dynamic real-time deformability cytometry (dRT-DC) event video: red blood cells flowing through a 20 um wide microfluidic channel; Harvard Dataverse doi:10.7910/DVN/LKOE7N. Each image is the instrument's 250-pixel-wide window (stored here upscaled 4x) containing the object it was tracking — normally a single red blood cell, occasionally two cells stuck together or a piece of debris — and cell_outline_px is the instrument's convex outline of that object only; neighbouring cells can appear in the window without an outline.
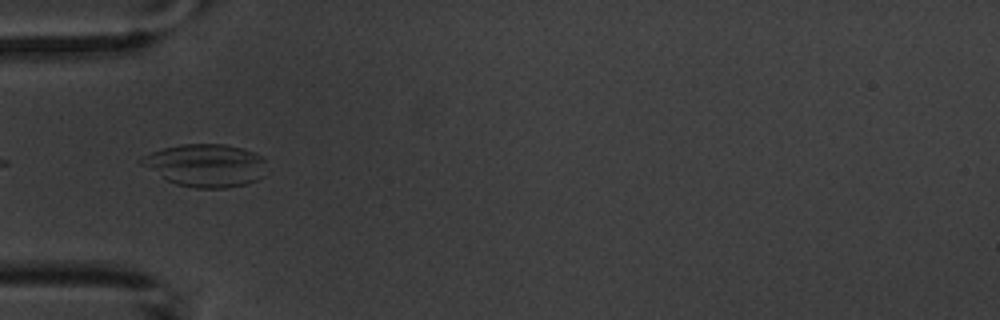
{"species": "common noctule bat (a hibernating species)", "species_latin": "Nyctalus noctula", "temperature_condition": "warm", "stored_images_in_passage": 3, "camera_frame_rate_fps": 3000, "um_per_image_px": 0.085, "animal": {"sex": "male", "body_mass_g": 20.1, "forearm_length_mm": 53.5}, "frame": {"image": 1, "passage_image": 3, "time_ms": 2.333, "image_size_px": [1000, 320], "cell_outline_px": [[264, 176], [256, 180], [244, 184], [224, 188], [196, 188], [176, 184], [168, 180], [140, 164], [136, 160], [152, 152], [164, 148], [180, 144], [224, 144], [244, 148], [264, 156]], "centroid_in_image_um": [17.49, 14.04], "position_along_channel_um": 67.5, "area_um2": 31.1}}